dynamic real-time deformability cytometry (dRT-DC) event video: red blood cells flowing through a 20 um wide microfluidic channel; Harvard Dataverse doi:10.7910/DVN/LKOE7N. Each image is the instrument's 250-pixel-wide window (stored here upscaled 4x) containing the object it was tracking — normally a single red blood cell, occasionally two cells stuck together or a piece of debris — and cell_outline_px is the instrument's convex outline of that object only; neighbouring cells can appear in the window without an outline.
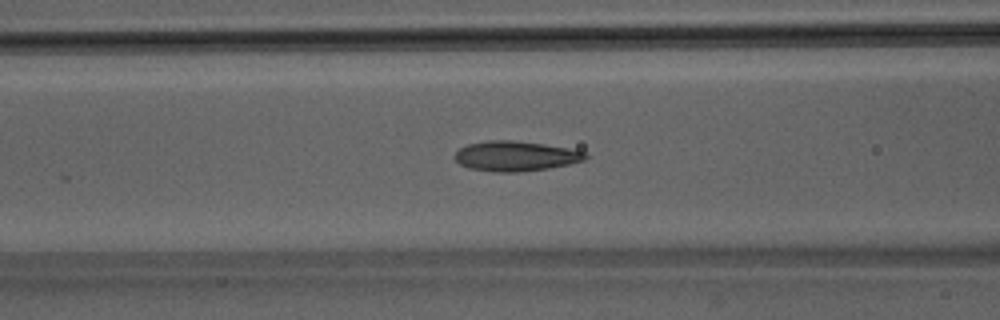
{"species": "Egyptian fruit bat (a non-hibernating species)", "species_latin": "Rousettus aegyptiacus", "temperature_condition": "room temperature", "stored_images_in_passage": 29, "camera_frame_rate_fps": 3000, "um_per_image_px": 0.085, "animal": {"sex": "male"}, "frame": {"image": 1, "passage_image": 13, "time_ms": 4.0, "image_size_px": [1000, 320], "cell_outline_px": [[588, 156], [584, 160], [568, 164], [548, 168], [520, 172], [492, 172], [468, 168], [460, 164], [452, 156], [460, 148], [468, 144], [488, 140], [512, 140], [544, 144], [568, 148], [584, 152]], "centroid_in_image_um": [43.78, 13.27], "position_along_channel_um": 122.8, "area_um2": 22.83}}